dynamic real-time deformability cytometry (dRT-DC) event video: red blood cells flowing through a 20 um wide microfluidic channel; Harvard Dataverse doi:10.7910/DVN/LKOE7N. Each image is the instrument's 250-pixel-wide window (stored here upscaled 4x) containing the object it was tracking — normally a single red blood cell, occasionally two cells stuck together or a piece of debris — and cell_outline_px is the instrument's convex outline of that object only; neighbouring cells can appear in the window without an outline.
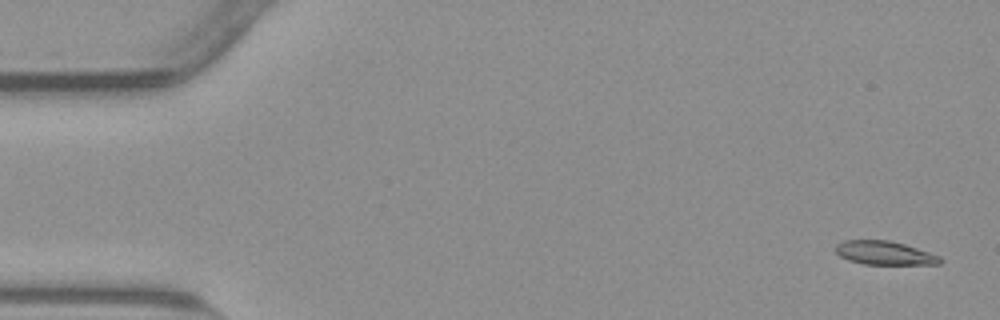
{"species": "common noctule bat (a hibernating species)", "species_latin": "Nyctalus noctula", "temperature_condition": "warm", "stored_images_in_passage": 55, "camera_frame_rate_fps": 3000, "um_per_image_px": 0.085, "animal": {"sex": "male", "body_mass_g": 23.1, "forearm_length_mm": 52.7}, "frame": {"image": 1, "passage_image": 2, "time_ms": 0.333, "image_size_px": [1000, 320], "cell_outline_px": [[944, 260], [940, 264], [864, 264], [848, 260], [840, 256], [836, 252], [836, 244], [844, 240], [888, 240], [904, 244], [940, 256]], "centroid_in_image_um": [75.18, 21.5], "position_along_channel_um": 9.8, "area_um2": 14.33}}
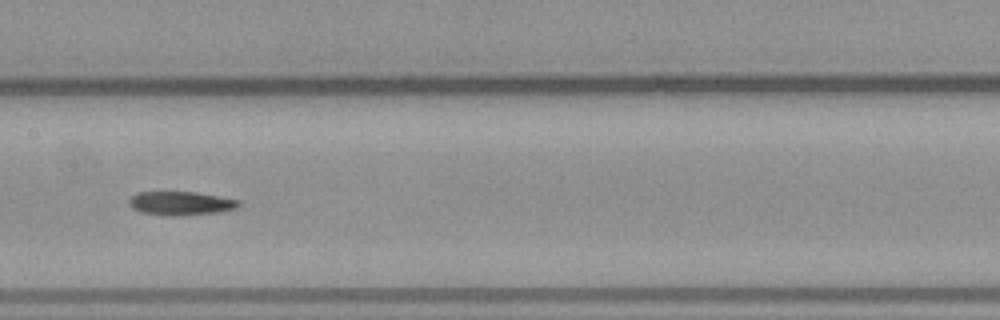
{"frame": {"image": 2, "passage_image": 27, "time_ms": 8.667, "image_size_px": [1000, 320], "cell_outline_px": [[240, 204], [236, 208], [220, 212], [184, 216], [168, 216], [140, 212], [132, 208], [128, 204], [128, 200], [136, 192], [196, 192], [240, 200]], "centroid_in_image_um": [15.35, 17.29], "position_along_channel_um": 192.1, "area_um2": 15.37}}
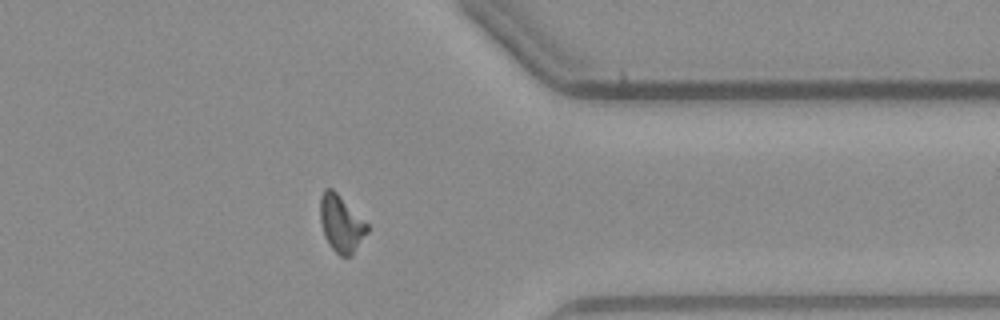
{"frame": {"image": 3, "passage_image": 43, "time_ms": 14.0, "image_size_px": [1000, 320], "cell_outline_px": [[368, 232], [352, 256], [340, 256], [328, 244], [324, 236], [320, 220], [320, 196], [324, 188], [332, 188], [368, 224]], "centroid_in_image_um": [28.98, 19.02], "position_along_channel_um": 382.4, "area_um2": 15.61}}